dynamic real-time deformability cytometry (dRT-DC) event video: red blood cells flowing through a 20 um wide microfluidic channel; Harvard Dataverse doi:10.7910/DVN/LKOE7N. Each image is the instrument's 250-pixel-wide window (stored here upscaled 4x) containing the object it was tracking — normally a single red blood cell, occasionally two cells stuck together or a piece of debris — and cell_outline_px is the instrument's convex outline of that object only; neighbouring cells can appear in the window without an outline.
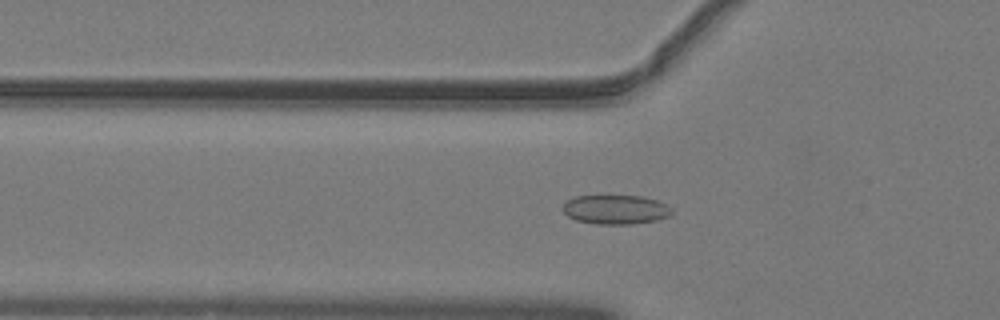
{"species": "common noctule bat (a hibernating species)", "species_latin": "Nyctalus noctula", "temperature_condition": "warm", "stored_images_in_passage": 47, "camera_frame_rate_fps": 3000, "um_per_image_px": 0.085, "animal": {"sex": "male", "body_mass_g": 19.2, "forearm_length_mm": 51.8}, "frame": {"image": 1, "passage_image": 17, "time_ms": 5.333, "image_size_px": [1000, 320], "cell_outline_px": [[672, 212], [668, 216], [656, 220], [632, 224], [596, 224], [576, 220], [568, 216], [564, 212], [564, 204], [568, 200], [576, 196], [644, 196], [668, 204], [672, 208]], "centroid_in_image_um": [52.36, 17.81], "position_along_channel_um": 73.4, "area_um2": 18.5}}
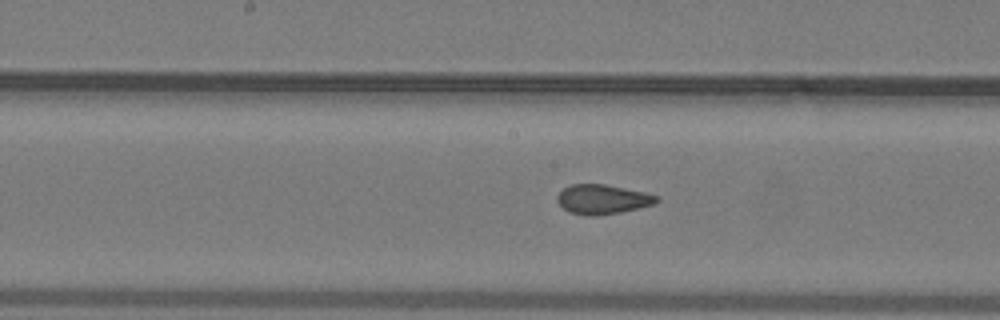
{"frame": {"image": 2, "passage_image": 26, "time_ms": 8.333, "image_size_px": [1000, 320], "cell_outline_px": [[660, 200], [652, 204], [620, 212], [600, 216], [588, 216], [568, 212], [556, 200], [556, 196], [564, 188], [572, 184], [604, 184], [644, 192], [656, 196]], "centroid_in_image_um": [51.16, 16.95], "position_along_channel_um": 197.0, "area_um2": 16.94}}
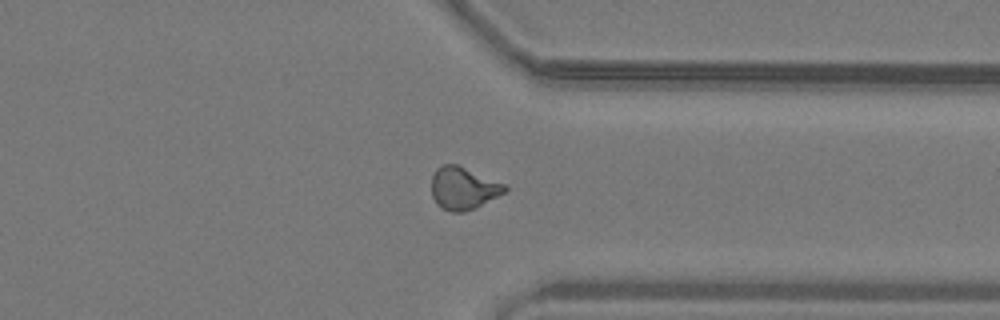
{"frame": {"image": 3, "passage_image": 39, "time_ms": 12.667, "image_size_px": [1000, 320], "cell_outline_px": [[508, 192], [476, 208], [464, 212], [452, 212], [436, 204], [432, 196], [432, 176], [436, 168], [444, 164], [456, 164], [504, 184], [508, 188]], "centroid_in_image_um": [39.39, 16.02], "position_along_channel_um": 372.0, "area_um2": 18.15}, "authors_computed_cell_mechanics": {"area_um2": 17.5712, "velocity_mm_per_s": 4.0717, "shape_relaxation_time_tau1_ms": null, "shape_relaxation_time_tau2_ms": 1.265, "deformation_change_tau1": null, "deformation_change_tau2": 0.045}}